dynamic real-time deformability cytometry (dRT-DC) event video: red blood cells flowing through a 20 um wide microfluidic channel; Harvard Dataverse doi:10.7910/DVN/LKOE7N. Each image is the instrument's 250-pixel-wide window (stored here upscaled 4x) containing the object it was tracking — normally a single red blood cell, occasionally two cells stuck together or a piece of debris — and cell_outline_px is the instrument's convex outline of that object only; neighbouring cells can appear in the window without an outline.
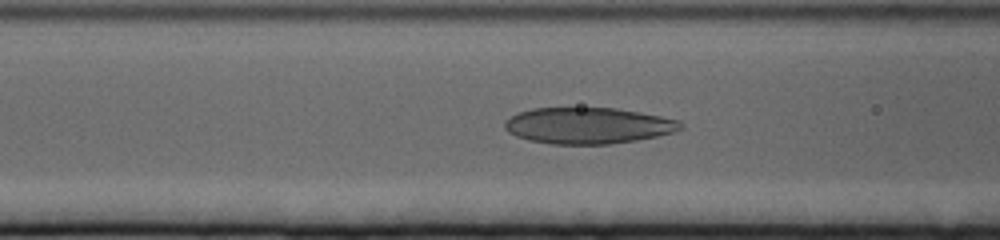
{"species": "human", "species_latin": "Homo sapiens", "temperature_condition": "cold", "stored_images_in_passage": 63, "camera_frame_rate_fps": 3000, "um_per_image_px": 0.085, "donor": {"sex": "female"}, "frame": {"image": 1, "passage_image": 25, "time_ms": 8.0, "image_size_px": [1000, 240], "cell_outline_px": [[684, 128], [676, 132], [636, 140], [612, 144], [552, 144], [528, 140], [516, 136], [508, 132], [504, 128], [504, 124], [512, 116], [520, 112], [532, 108], [616, 108], [640, 112], [680, 120], [684, 124]], "centroid_in_image_um": [50.03, 10.68], "position_along_channel_um": 116.6, "area_um2": 37.22}}
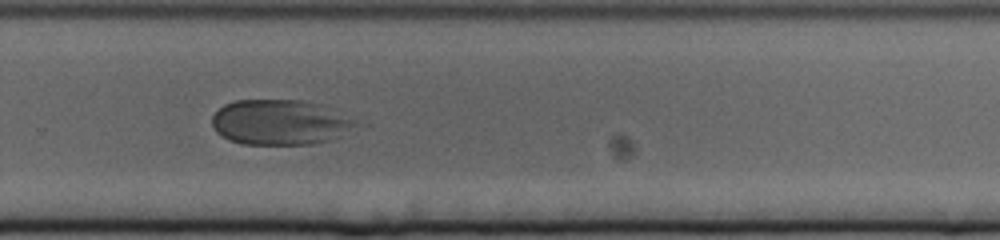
{"frame": {"image": 2, "passage_image": 43, "time_ms": 14.0, "image_size_px": [1000, 240], "cell_outline_px": [[356, 124], [340, 136], [328, 140], [312, 144], [244, 144], [228, 140], [220, 136], [216, 132], [212, 124], [212, 116], [224, 104], [236, 100], [304, 100], [320, 104], [356, 120]], "centroid_in_image_um": [23.74, 10.39], "position_along_channel_um": 306.1, "area_um2": 37.69}}
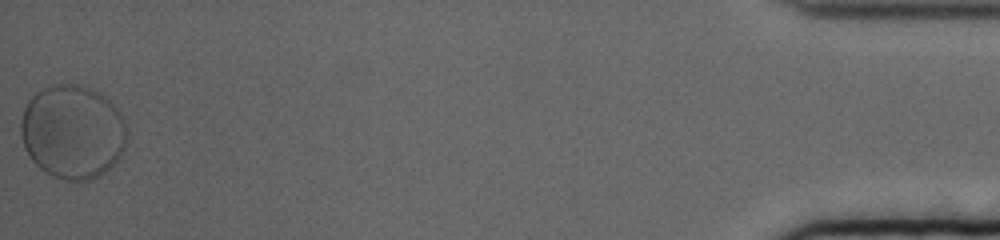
{"frame": {"image": 3, "passage_image": 63, "time_ms": 20.667, "image_size_px": [1000, 240], "cell_outline_px": [[128, 136], [124, 148], [120, 156], [100, 176], [88, 180], [64, 180], [52, 176], [40, 168], [32, 160], [24, 148], [20, 132], [20, 120], [24, 108], [28, 100], [36, 92], [44, 88], [56, 84], [80, 84], [92, 88], [100, 92], [124, 116], [128, 128]], "centroid_in_image_um": [6.18, 11.19], "position_along_channel_um": 429.0, "area_um2": 58.61}, "authors_computed_cell_mechanics": {"area_um2": 43.8702, "velocity_mm_per_s": 3.1734, "shape_relaxation_time_tau1_ms": 10.0008, "shape_relaxation_time_tau2_ms": null, "deformation_change_tau1": 0.2559, "deformation_change_tau2": null}}